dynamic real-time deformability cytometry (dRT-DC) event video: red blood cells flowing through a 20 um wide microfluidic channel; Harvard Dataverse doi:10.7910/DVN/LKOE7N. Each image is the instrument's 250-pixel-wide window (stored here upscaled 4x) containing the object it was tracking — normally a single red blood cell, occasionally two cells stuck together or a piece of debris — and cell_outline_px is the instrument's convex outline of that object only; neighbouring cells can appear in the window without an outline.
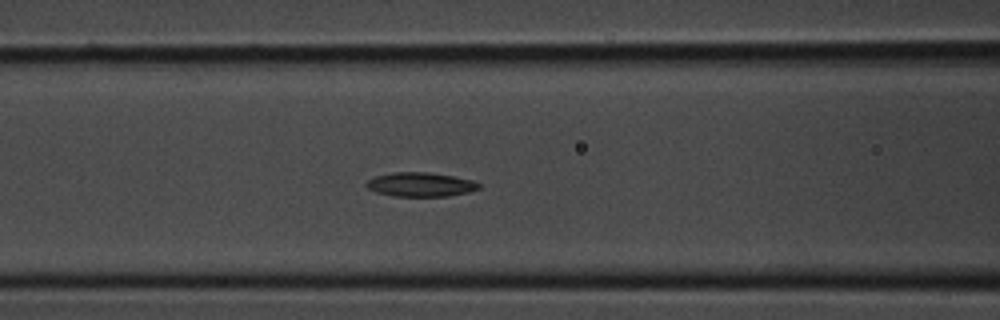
{"species": "common noctule bat (a hibernating species)", "species_latin": "Nyctalus noctula", "temperature_condition": "room temperature", "stored_images_in_passage": 29, "camera_frame_rate_fps": 3000, "um_per_image_px": 0.085, "animal": {"sex": "male", "body_mass_g": 20.1, "forearm_length_mm": 53.5}, "frame": {"image": 1, "passage_image": 7, "time_ms": 2.0, "image_size_px": [1000, 320], "cell_outline_px": [[480, 188], [468, 192], [448, 196], [392, 196], [376, 192], [368, 188], [364, 184], [368, 180], [376, 176], [392, 172], [428, 172], [452, 176], [472, 180], [480, 184]], "centroid_in_image_um": [35.72, 15.68], "position_along_channel_um": 130.9, "area_um2": 15.78}}
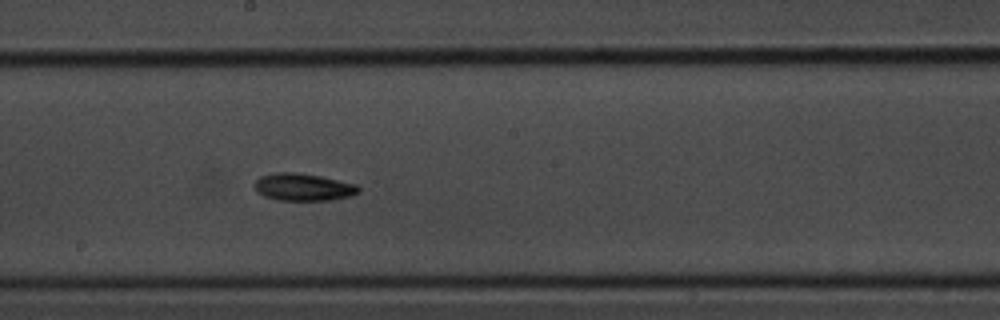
{"frame": {"image": 2, "passage_image": 12, "time_ms": 3.667, "image_size_px": [1000, 320], "cell_outline_px": [[360, 192], [352, 196], [332, 200], [280, 200], [264, 196], [256, 192], [256, 180], [260, 176], [276, 172], [296, 172], [320, 176], [356, 184], [360, 188]], "centroid_in_image_um": [25.8, 15.9], "position_along_channel_um": 222.4, "area_um2": 16.59}}
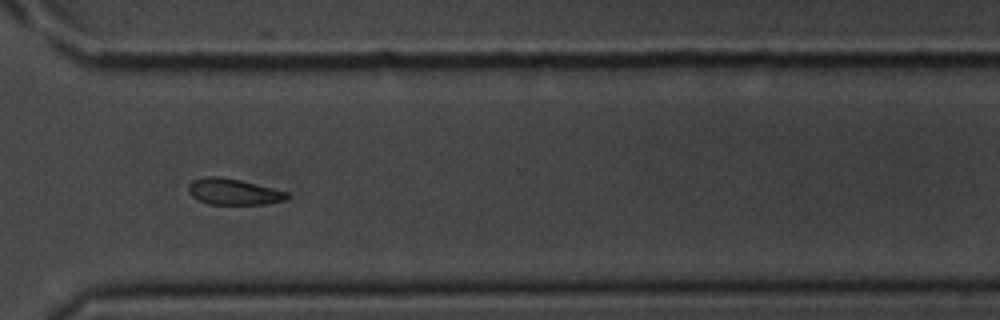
{"frame": {"image": 3, "passage_image": 19, "time_ms": 6.0, "image_size_px": [1000, 320], "cell_outline_px": [[288, 196], [284, 200], [264, 204], [208, 204], [192, 196], [188, 192], [188, 184], [192, 180], [204, 176], [220, 176], [240, 180], [288, 192]], "centroid_in_image_um": [19.79, 16.28], "position_along_channel_um": 350.8, "area_um2": 14.91}}